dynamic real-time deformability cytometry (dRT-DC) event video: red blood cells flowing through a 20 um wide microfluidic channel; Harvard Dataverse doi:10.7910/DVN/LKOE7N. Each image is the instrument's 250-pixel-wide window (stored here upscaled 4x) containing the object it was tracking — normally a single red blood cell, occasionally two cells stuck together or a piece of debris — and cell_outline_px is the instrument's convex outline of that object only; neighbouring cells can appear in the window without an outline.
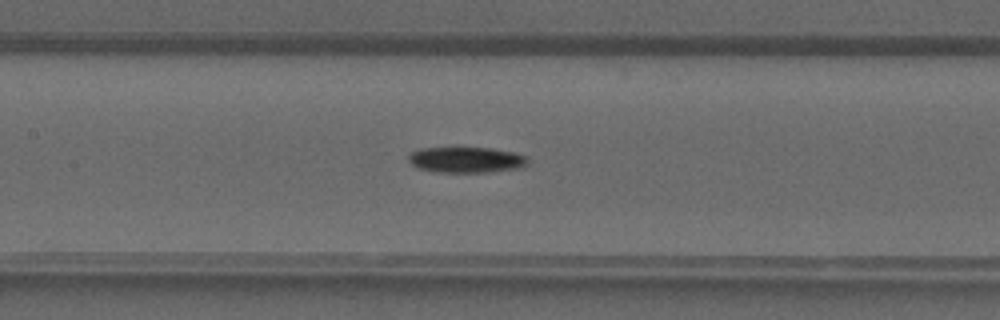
{"species": "common noctule bat (a hibernating species)", "species_latin": "Nyctalus noctula", "temperature_condition": "warm", "stored_images_in_passage": 40, "camera_frame_rate_fps": 3000, "um_per_image_px": 0.085, "animal": {"sex": "male", "forearm_length_mm": 52.5}, "frame": {"image": 1, "passage_image": 19, "time_ms": 6.0, "image_size_px": [1000, 320], "cell_outline_px": [[528, 164], [520, 168], [488, 172], [436, 172], [416, 168], [408, 160], [408, 156], [412, 152], [420, 148], [488, 148], [512, 152], [528, 156]], "centroid_in_image_um": [39.63, 13.59], "position_along_channel_um": 167.8, "area_um2": 17.92}}
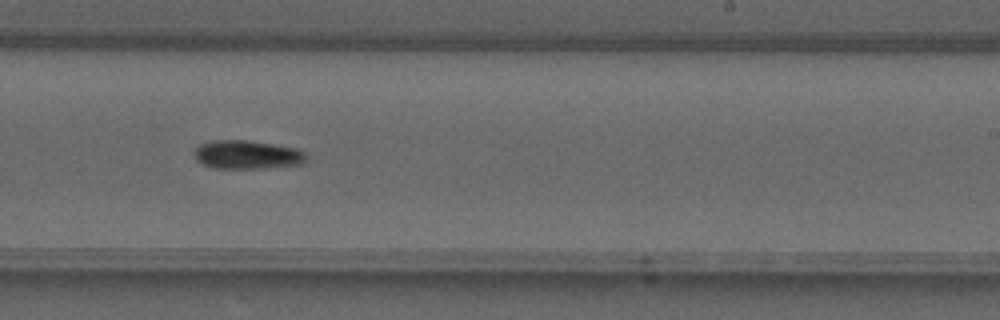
{"frame": {"image": 2, "passage_image": 25, "time_ms": 8.0, "image_size_px": [1000, 320], "cell_outline_px": [[308, 160], [304, 164], [264, 168], [212, 168], [196, 160], [192, 152], [200, 144], [212, 140], [248, 140], [296, 148], [304, 152], [308, 156]], "centroid_in_image_um": [21.02, 13.15], "position_along_channel_um": 268.0, "area_um2": 18.9}}
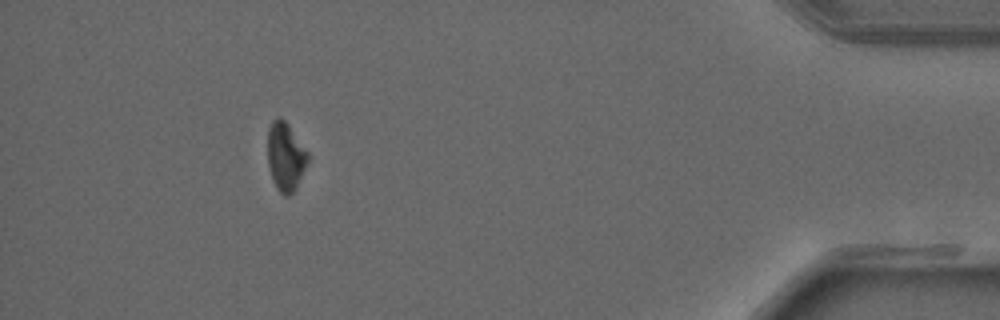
{"frame": {"image": 3, "passage_image": 37, "time_ms": 12.0, "image_size_px": [1000, 320], "cell_outline_px": [[308, 160], [296, 188], [288, 196], [284, 196], [276, 188], [272, 180], [268, 164], [268, 128], [272, 120], [276, 116], [280, 116], [288, 124], [308, 152]], "centroid_in_image_um": [24.25, 13.29], "position_along_channel_um": 411.0, "area_um2": 16.01}}